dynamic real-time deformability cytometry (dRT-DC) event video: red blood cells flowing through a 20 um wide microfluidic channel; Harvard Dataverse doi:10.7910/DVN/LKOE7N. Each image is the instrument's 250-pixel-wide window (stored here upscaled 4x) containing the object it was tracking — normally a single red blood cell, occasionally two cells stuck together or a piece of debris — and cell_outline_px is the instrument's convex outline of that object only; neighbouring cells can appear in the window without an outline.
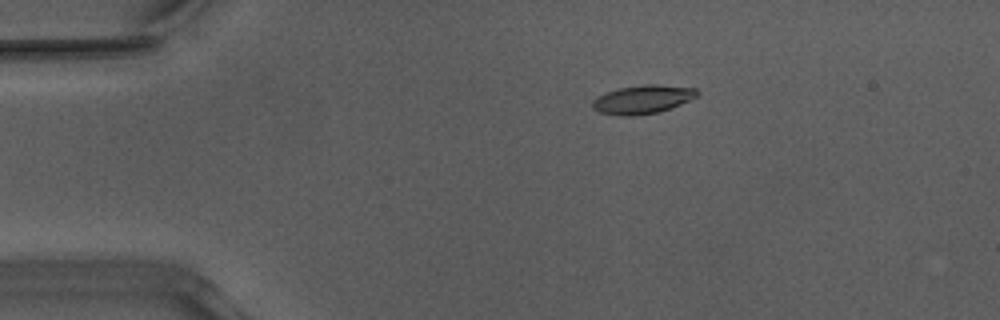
{"species": "Egyptian fruit bat (a non-hibernating species)", "species_latin": "Rousettus aegyptiacus", "temperature_condition": "warm", "stored_images_in_passage": 45, "camera_frame_rate_fps": 3000, "um_per_image_px": 0.085, "animal": {"sex": "male"}, "frame": {"image": 1, "passage_image": 3, "time_ms": 0.667, "image_size_px": [1000, 320], "cell_outline_px": [[700, 92], [696, 96], [680, 104], [656, 112], [636, 116], [624, 116], [600, 112], [592, 108], [592, 100], [596, 96], [620, 88], [644, 84], [656, 84], [696, 88]], "centroid_in_image_um": [54.6, 8.44], "position_along_channel_um": 30.4, "area_um2": 17.22}}
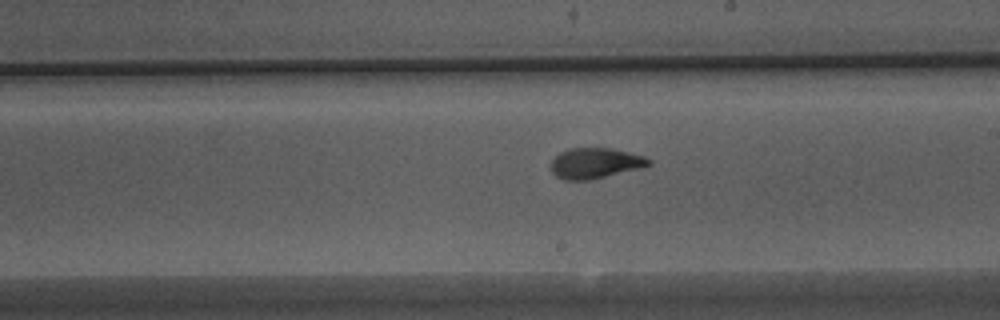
{"frame": {"image": 2, "passage_image": 23, "time_ms": 7.333, "image_size_px": [1000, 320], "cell_outline_px": [[652, 164], [640, 168], [592, 180], [564, 180], [556, 176], [552, 172], [552, 160], [560, 152], [568, 148], [612, 148], [644, 156], [652, 160]], "centroid_in_image_um": [50.61, 13.87], "position_along_channel_um": 238.4, "area_um2": 17.46}}
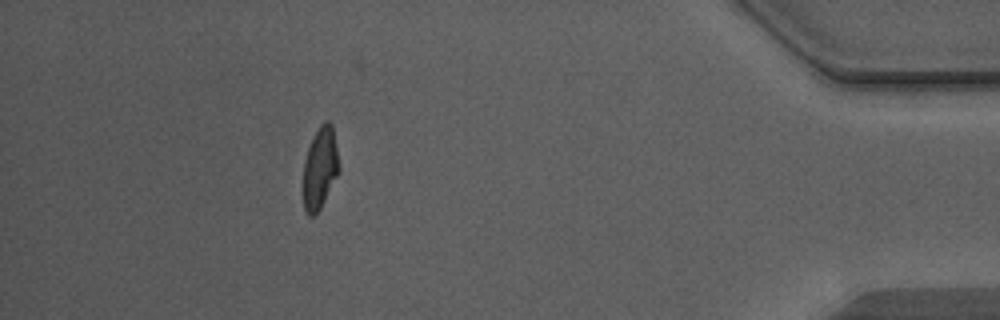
{"frame": {"image": 3, "passage_image": 40, "time_ms": 13.0, "image_size_px": [1000, 320], "cell_outline_px": [[340, 172], [320, 208], [312, 216], [308, 216], [304, 212], [300, 188], [304, 160], [308, 148], [320, 124], [324, 120], [328, 120], [332, 124], [340, 168]], "centroid_in_image_um": [27.15, 14.35], "position_along_channel_um": 408.0, "area_um2": 17.69}, "authors_computed_cell_mechanics": {"area_um2": 17.34, "velocity_mm_per_s": 3.9713, "shape_relaxation_time_tau1_ms": 3.7939, "shape_relaxation_time_tau2_ms": 1.0251, "deformation_change_tau1": 0.1837, "deformation_change_tau2": 0.0574}}